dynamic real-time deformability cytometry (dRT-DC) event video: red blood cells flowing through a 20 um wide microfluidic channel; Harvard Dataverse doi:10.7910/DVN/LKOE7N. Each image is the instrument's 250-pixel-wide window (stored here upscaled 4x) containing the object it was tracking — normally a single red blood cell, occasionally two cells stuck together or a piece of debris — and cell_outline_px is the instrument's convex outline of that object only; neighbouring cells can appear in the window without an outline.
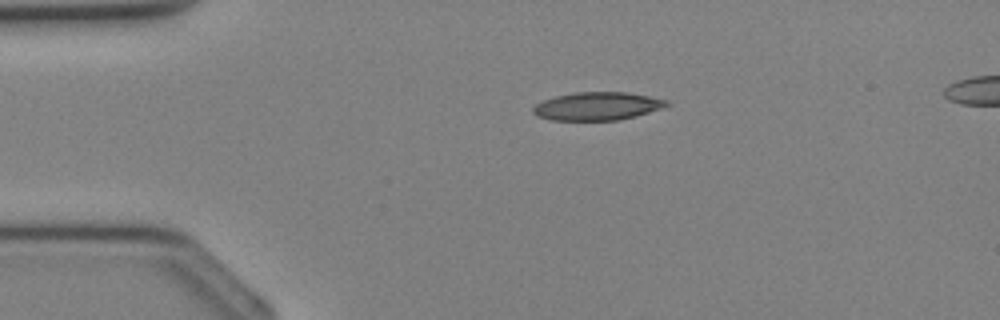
{"species": "Egyptian fruit bat (a non-hibernating species)", "species_latin": "Rousettus aegyptiacus", "temperature_condition": "cold", "stored_images_in_passage": 32, "segment_of_instrument_passage": [1, 2], "camera_frame_rate_fps": 3000, "um_per_image_px": 0.085, "animal": {"sex": "female"}, "frame": {"image": 1, "passage_image": 3, "time_ms": 0.667, "image_size_px": [1000, 320], "cell_outline_px": [[672, 104], [664, 108], [636, 116], [620, 120], [548, 120], [536, 116], [532, 112], [532, 108], [536, 104], [544, 100], [556, 96], [576, 92], [628, 92], [668, 100]], "centroid_in_image_um": [50.8, 9.03], "position_along_channel_um": 34.2, "area_um2": 22.08}}
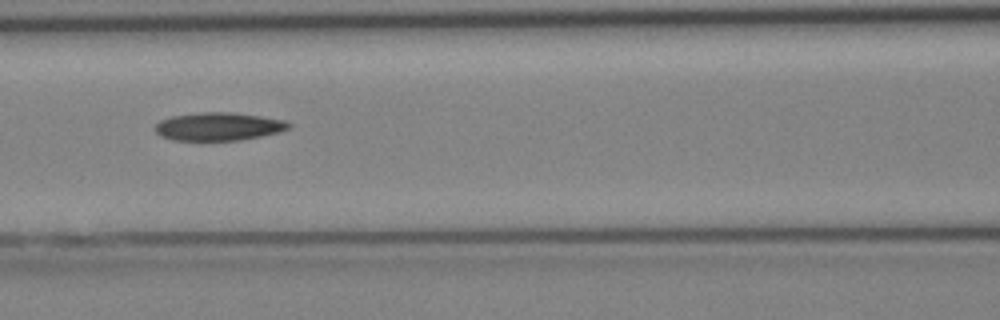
{"frame": {"image": 2, "passage_image": 11, "time_ms": 3.333, "image_size_px": [1000, 320], "cell_outline_px": [[292, 128], [280, 132], [240, 140], [200, 144], [172, 140], [160, 136], [152, 128], [160, 120], [172, 116], [204, 112], [232, 112], [260, 116], [284, 120], [292, 124]], "centroid_in_image_um": [18.52, 10.81], "position_along_channel_um": 148.1, "area_um2": 22.95}}
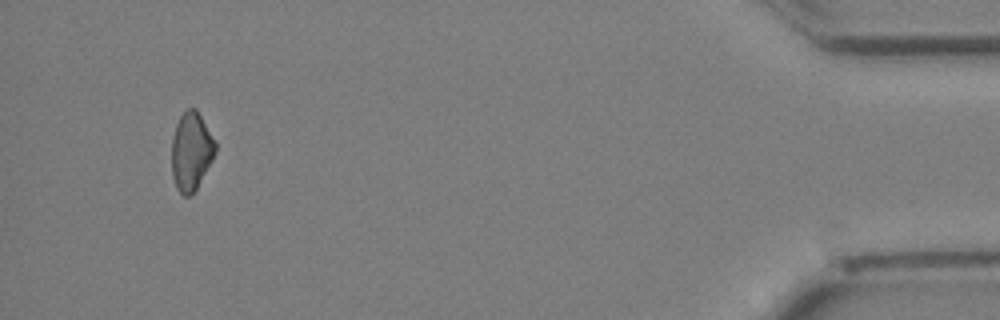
{"frame": {"image": 3, "passage_image": 29, "time_ms": 9.333, "image_size_px": [1000, 320], "cell_outline_px": [[216, 152], [212, 160], [196, 188], [188, 196], [184, 196], [176, 188], [172, 176], [172, 136], [176, 124], [180, 116], [188, 108], [196, 108], [216, 140]], "centroid_in_image_um": [16.25, 12.83], "position_along_channel_um": 418.9, "area_um2": 19.88}}